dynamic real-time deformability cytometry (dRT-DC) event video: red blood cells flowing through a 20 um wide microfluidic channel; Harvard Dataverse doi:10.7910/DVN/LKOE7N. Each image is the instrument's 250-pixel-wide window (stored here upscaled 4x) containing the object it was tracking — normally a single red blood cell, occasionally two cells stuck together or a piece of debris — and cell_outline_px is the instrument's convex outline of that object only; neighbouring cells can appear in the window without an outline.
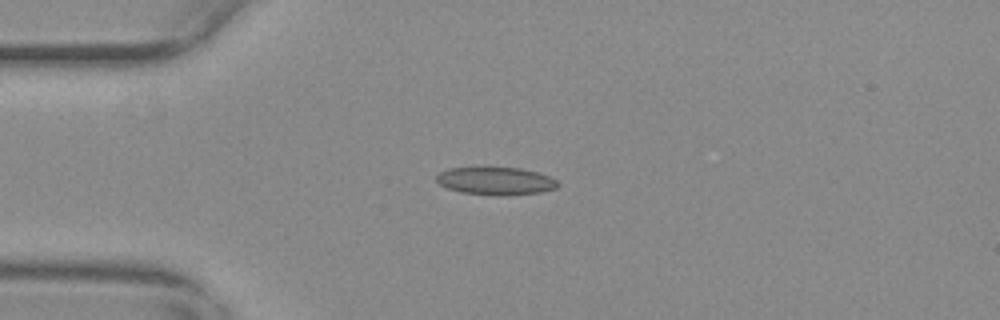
{"species": "common noctule bat (a hibernating species)", "species_latin": "Nyctalus noctula", "temperature_condition": "warm", "stored_images_in_passage": 38, "camera_frame_rate_fps": 3000, "um_per_image_px": 0.085, "animal": {"sex": "female", "body_mass_g": 29.2, "forearm_length_mm": 56.3}, "frame": {"image": 1, "passage_image": 3, "time_ms": 0.667, "image_size_px": [1000, 320], "cell_outline_px": [[560, 184], [556, 188], [540, 192], [504, 196], [492, 196], [460, 192], [448, 188], [440, 184], [436, 180], [436, 176], [440, 172], [448, 168], [484, 164], [520, 168], [536, 172], [548, 176], [556, 180]], "centroid_in_image_um": [42.08, 15.34], "position_along_channel_um": 42.9, "area_um2": 20.63}}
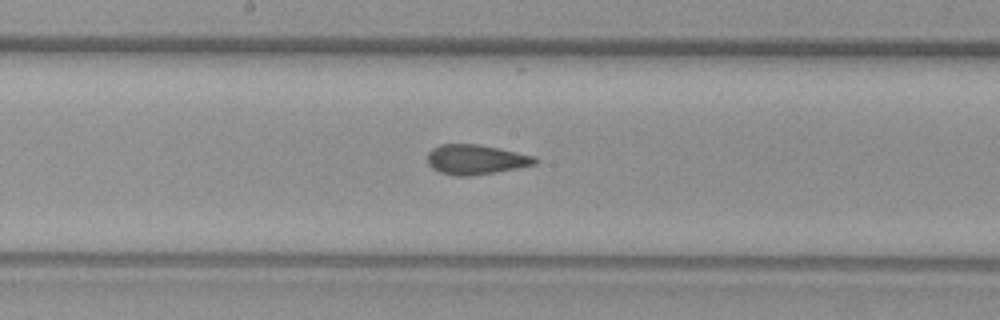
{"frame": {"image": 2, "passage_image": 18, "time_ms": 5.667, "image_size_px": [1000, 320], "cell_outline_px": [[536, 164], [496, 172], [472, 176], [456, 176], [440, 172], [432, 168], [428, 164], [428, 152], [432, 148], [440, 144], [476, 144], [536, 156]], "centroid_in_image_um": [40.41, 13.56], "position_along_channel_um": 207.8, "area_um2": 18.55}}
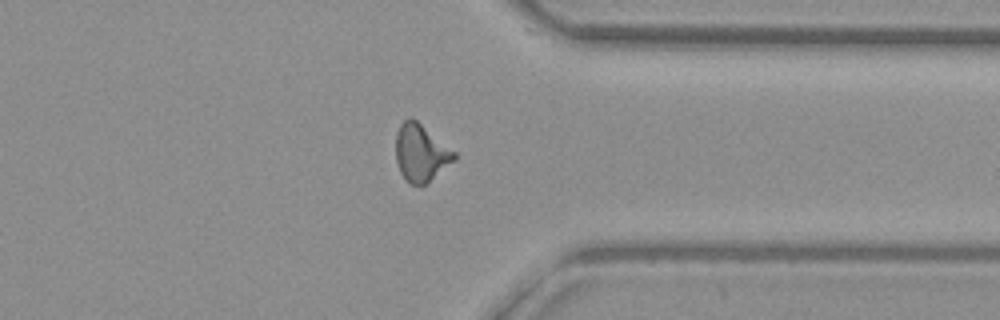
{"frame": {"image": 3, "passage_image": 32, "time_ms": 10.333, "image_size_px": [1000, 320], "cell_outline_px": [[456, 160], [424, 184], [412, 184], [400, 172], [396, 160], [396, 132], [400, 124], [408, 116], [412, 116], [456, 152]], "centroid_in_image_um": [35.77, 12.94], "position_along_channel_um": 375.6, "area_um2": 19.36}}